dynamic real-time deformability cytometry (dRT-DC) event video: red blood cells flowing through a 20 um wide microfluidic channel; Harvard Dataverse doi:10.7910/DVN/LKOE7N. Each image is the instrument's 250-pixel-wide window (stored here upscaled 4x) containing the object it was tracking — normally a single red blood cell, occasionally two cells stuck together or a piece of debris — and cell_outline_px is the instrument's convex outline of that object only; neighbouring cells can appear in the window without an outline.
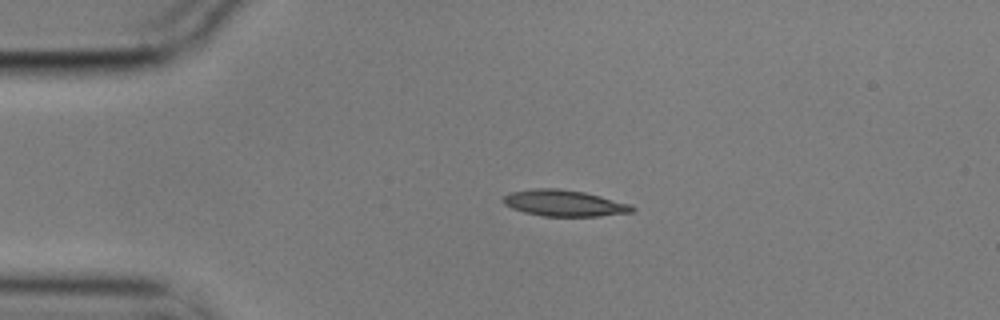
{"species": "common noctule bat (a hibernating species)", "species_latin": "Nyctalus noctula", "temperature_condition": "cold", "stored_images_in_passage": 45, "camera_frame_rate_fps": 3000, "um_per_image_px": 0.085, "animal": {"sex": "male", "body_mass_g": 17.9}, "frame": {"image": 1, "passage_image": 1, "time_ms": 0.0, "image_size_px": [1000, 320], "cell_outline_px": [[636, 208], [632, 212], [600, 216], [544, 216], [524, 212], [512, 208], [504, 204], [500, 200], [508, 192], [536, 188], [560, 188], [584, 192], [632, 204]], "centroid_in_image_um": [47.94, 17.26], "position_along_channel_um": 37.1, "area_um2": 19.88}}
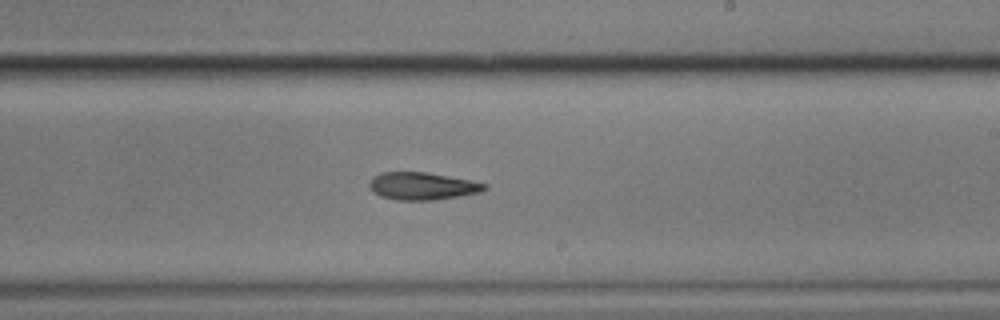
{"frame": {"image": 2, "passage_image": 22, "time_ms": 7.0, "image_size_px": [1000, 320], "cell_outline_px": [[488, 188], [480, 192], [432, 200], [396, 200], [380, 196], [372, 192], [368, 184], [372, 176], [380, 172], [428, 172], [488, 184]], "centroid_in_image_um": [35.83, 15.81], "position_along_channel_um": 253.2, "area_um2": 18.44}}
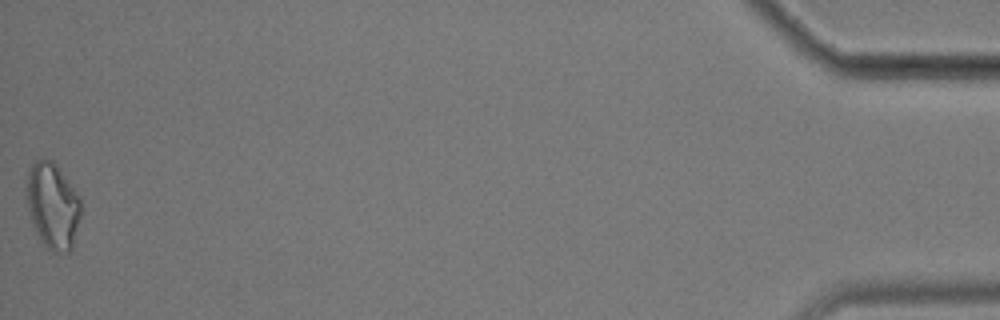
{"frame": {"image": 3, "passage_image": 45, "time_ms": 14.667, "image_size_px": [1000, 320], "cell_outline_px": [[80, 216], [72, 248], [68, 252], [52, 252], [40, 240], [32, 224], [24, 192], [28, 172], [32, 164], [36, 160], [52, 160], [56, 164], [80, 196]], "centroid_in_image_um": [4.46, 17.48], "position_along_channel_um": 430.7, "area_um2": 27.34}}